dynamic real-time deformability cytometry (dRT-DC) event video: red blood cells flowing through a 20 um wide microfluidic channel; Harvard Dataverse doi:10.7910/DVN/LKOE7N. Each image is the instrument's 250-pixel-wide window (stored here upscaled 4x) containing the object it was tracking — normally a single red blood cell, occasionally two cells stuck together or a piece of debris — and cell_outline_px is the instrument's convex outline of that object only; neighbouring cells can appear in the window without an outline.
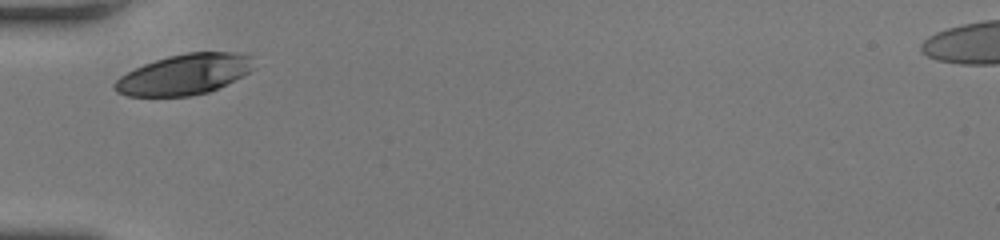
{"species": "human", "species_latin": "Homo sapiens", "temperature_condition": "room temperature", "stored_images_in_passage": 25, "camera_frame_rate_fps": 3000, "um_per_image_px": 0.085, "donor": {"sex": "female"}, "frame": {"image": 1, "passage_image": 1, "time_ms": 0.0, "image_size_px": [1000, 240], "cell_outline_px": [[256, 68], [208, 92], [192, 96], [128, 96], [116, 92], [112, 88], [112, 84], [120, 76], [144, 64], [168, 56], [188, 52], [236, 52], [248, 56]], "centroid_in_image_um": [15.61, 6.33], "position_along_channel_um": 69.4, "area_um2": 32.48}}
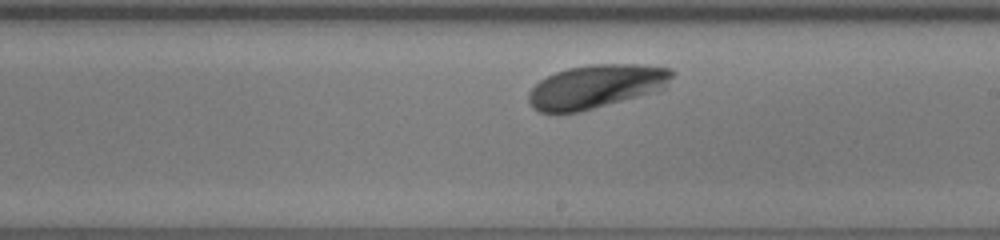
{"frame": {"image": 2, "passage_image": 14, "time_ms": 4.333, "image_size_px": [1000, 240], "cell_outline_px": [[676, 72], [664, 88], [656, 92], [580, 112], [540, 112], [532, 108], [528, 100], [528, 92], [540, 80], [556, 72], [568, 68], [588, 64], [640, 64], [672, 68]], "centroid_in_image_um": [50.7, 7.34], "position_along_channel_um": 238.3, "area_um2": 36.7}}
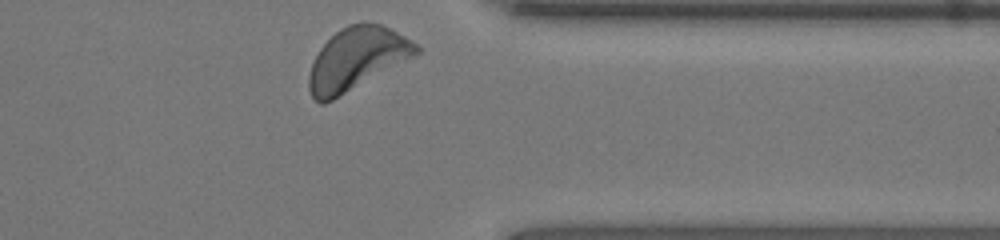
{"frame": {"image": 3, "passage_image": 25, "time_ms": 8.0, "image_size_px": [1000, 240], "cell_outline_px": [[420, 52], [332, 100], [324, 104], [320, 104], [312, 96], [308, 88], [308, 76], [312, 64], [320, 48], [340, 28], [348, 24], [380, 24], [404, 36], [416, 44], [420, 48]], "centroid_in_image_um": [30.27, 5.01], "position_along_channel_um": 381.1, "area_um2": 37.86}, "authors_computed_cell_mechanics": {"area_um2": 35.836, "velocity_mm_per_s": 3.9681, "shape_relaxation_time_tau1_ms": 1.2225, "shape_relaxation_time_tau2_ms": null, "deformation_change_tau1": 0.0723, "deformation_change_tau2": null}}